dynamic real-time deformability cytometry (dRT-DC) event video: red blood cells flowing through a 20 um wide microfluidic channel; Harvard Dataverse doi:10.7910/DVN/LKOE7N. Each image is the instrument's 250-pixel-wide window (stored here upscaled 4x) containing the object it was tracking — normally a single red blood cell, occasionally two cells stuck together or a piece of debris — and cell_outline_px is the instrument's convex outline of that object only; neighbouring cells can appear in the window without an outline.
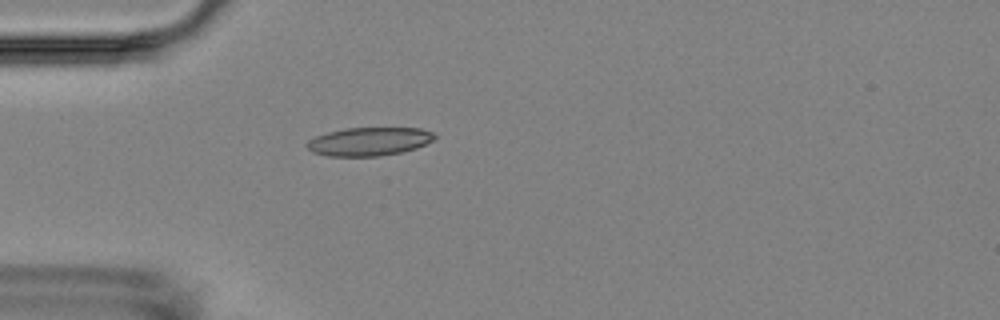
{"species": "Egyptian fruit bat (a non-hibernating species)", "species_latin": "Rousettus aegyptiacus", "temperature_condition": "room temperature", "stored_images_in_passage": 5, "camera_frame_rate_fps": 3000, "um_per_image_px": 0.085, "animal": {"sex": "female"}, "frame": {"image": 1, "passage_image": 5, "time_ms": 4.667, "image_size_px": [1000, 320], "cell_outline_px": [[436, 136], [432, 140], [416, 148], [400, 152], [380, 156], [328, 156], [312, 152], [304, 144], [308, 140], [316, 136], [328, 132], [344, 128], [420, 128], [436, 132]], "centroid_in_image_um": [31.36, 12.02], "position_along_channel_um": 53.6, "area_um2": 21.15}}